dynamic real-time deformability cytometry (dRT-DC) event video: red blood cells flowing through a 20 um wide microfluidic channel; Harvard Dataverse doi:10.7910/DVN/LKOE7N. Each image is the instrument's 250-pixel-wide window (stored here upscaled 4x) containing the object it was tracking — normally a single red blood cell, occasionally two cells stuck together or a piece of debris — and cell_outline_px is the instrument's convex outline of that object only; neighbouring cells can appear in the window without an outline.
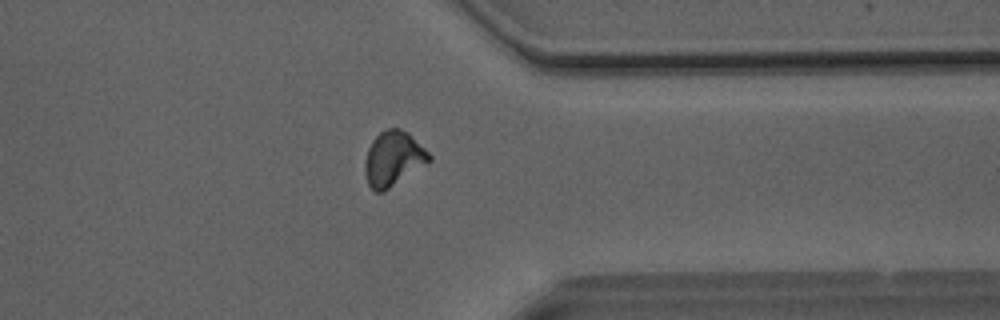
{"species": "Egyptian fruit bat (a non-hibernating species)", "species_latin": "Rousettus aegyptiacus", "temperature_condition": "room temperature", "stored_images_in_passage": 37, "camera_frame_rate_fps": 3000, "um_per_image_px": 0.085, "animal": {"sex": "male"}, "frame": {"image": 1, "passage_image": 27, "time_ms": 8.667, "image_size_px": [1000, 320], "cell_outline_px": [[432, 160], [384, 192], [376, 192], [368, 184], [364, 172], [364, 164], [368, 148], [372, 140], [380, 132], [388, 128], [400, 128], [408, 132], [432, 156]], "centroid_in_image_um": [33.42, 13.49], "position_along_channel_um": 378.0, "area_um2": 20.52}}
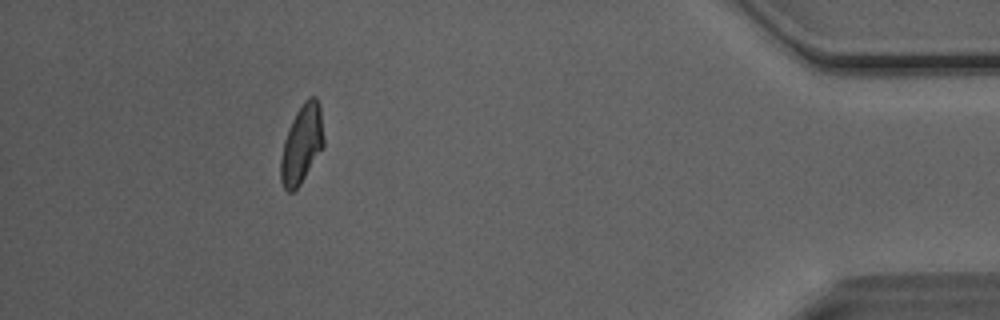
{"frame": {"image": 2, "passage_image": 33, "time_ms": 10.667, "image_size_px": [1000, 320], "cell_outline_px": [[324, 144], [300, 184], [292, 192], [288, 192], [284, 188], [280, 180], [280, 160], [284, 140], [292, 120], [296, 112], [304, 100], [308, 96], [316, 96], [320, 104], [324, 136]], "centroid_in_image_um": [25.64, 12.21], "position_along_channel_um": 409.6, "area_um2": 19.59}, "authors_computed_cell_mechanics": {"area_um2": 19.7098, "velocity_mm_per_s": 4.0751, "shape_relaxation_time_tau1_ms": 4.755, "shape_relaxation_time_tau2_ms": 1.6183, "deformation_change_tau1": 0.1656, "deformation_change_tau2": 0.0672}}